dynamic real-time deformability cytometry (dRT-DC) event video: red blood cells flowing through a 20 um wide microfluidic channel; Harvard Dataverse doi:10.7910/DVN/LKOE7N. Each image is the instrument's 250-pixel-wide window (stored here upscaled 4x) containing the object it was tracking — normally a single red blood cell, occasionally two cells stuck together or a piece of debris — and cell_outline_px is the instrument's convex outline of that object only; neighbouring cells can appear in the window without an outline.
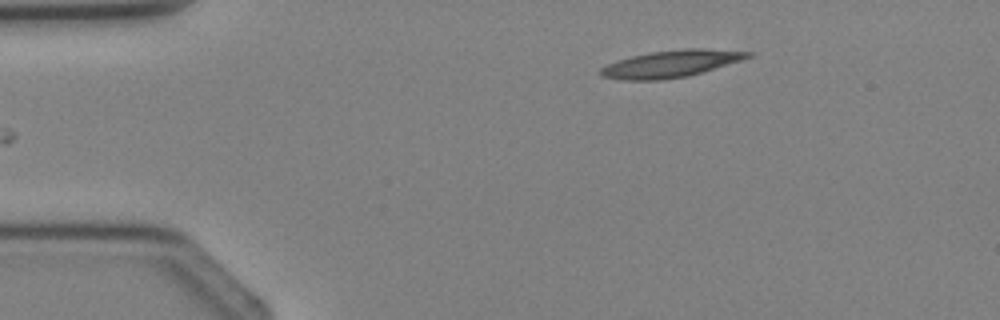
{"species": "Egyptian fruit bat (a non-hibernating species)", "species_latin": "Rousettus aegyptiacus", "temperature_condition": "cold", "stored_images_in_passage": 3, "camera_frame_rate_fps": 3000, "um_per_image_px": 0.085, "animal": {"sex": "female"}, "frame": {"image": 1, "passage_image": 3, "time_ms": 3.0, "image_size_px": [1000, 320], "cell_outline_px": [[756, 52], [752, 56], [744, 60], [688, 76], [660, 80], [624, 80], [600, 76], [600, 68], [616, 60], [648, 52], [680, 48], [704, 48]], "centroid_in_image_um": [57.08, 5.4], "position_along_channel_um": 27.9, "area_um2": 23.52}}